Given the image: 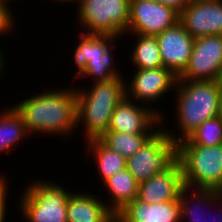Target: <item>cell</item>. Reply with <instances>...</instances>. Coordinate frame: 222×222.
<instances>
[{"mask_svg":"<svg viewBox=\"0 0 222 222\" xmlns=\"http://www.w3.org/2000/svg\"><path fill=\"white\" fill-rule=\"evenodd\" d=\"M222 80V35L194 39L189 63L177 81Z\"/></svg>","mask_w":222,"mask_h":222,"instance_id":"obj_9","label":"cell"},{"mask_svg":"<svg viewBox=\"0 0 222 222\" xmlns=\"http://www.w3.org/2000/svg\"><path fill=\"white\" fill-rule=\"evenodd\" d=\"M179 22L194 38L222 35V0H191L179 13Z\"/></svg>","mask_w":222,"mask_h":222,"instance_id":"obj_13","label":"cell"},{"mask_svg":"<svg viewBox=\"0 0 222 222\" xmlns=\"http://www.w3.org/2000/svg\"><path fill=\"white\" fill-rule=\"evenodd\" d=\"M178 200H179V204H180V222H183L184 218H185L184 219L185 222H186V220L189 222H204V221L207 222V218H206V220L202 219L203 217L201 218V216H203V215H201L202 214L200 212L201 210L199 211L200 205L202 207L204 205L205 206L207 205L206 208L210 206V208L212 209V207H215L216 204L217 205L219 204V201L220 202L222 201V193L219 191H216V190H212V189L193 188V187H189V186L184 185L180 191ZM214 203H215V205H214ZM193 204H194V206H193ZM198 204H200L199 208H198ZM199 213H201V214H199ZM208 213H209V209H208ZM219 215L221 216V214H219ZM215 217H217L216 219H218V216H215ZM211 218H212V216H211ZM216 219L215 220L213 219V221H217ZM218 222H222V216L219 218Z\"/></svg>","mask_w":222,"mask_h":222,"instance_id":"obj_18","label":"cell"},{"mask_svg":"<svg viewBox=\"0 0 222 222\" xmlns=\"http://www.w3.org/2000/svg\"><path fill=\"white\" fill-rule=\"evenodd\" d=\"M180 13L191 0H154Z\"/></svg>","mask_w":222,"mask_h":222,"instance_id":"obj_27","label":"cell"},{"mask_svg":"<svg viewBox=\"0 0 222 222\" xmlns=\"http://www.w3.org/2000/svg\"><path fill=\"white\" fill-rule=\"evenodd\" d=\"M1 112L0 153H9L12 148L16 149L19 141L21 142L23 138L25 139V137L28 138L29 133L26 129L22 116L13 106H11L9 109H5V111L3 109Z\"/></svg>","mask_w":222,"mask_h":222,"instance_id":"obj_20","label":"cell"},{"mask_svg":"<svg viewBox=\"0 0 222 222\" xmlns=\"http://www.w3.org/2000/svg\"><path fill=\"white\" fill-rule=\"evenodd\" d=\"M78 34L80 42L73 52V61L78 69L74 81L82 75L91 77L95 83L122 76L120 71H117L118 68L115 69L116 62L113 61L114 56H112L114 42L119 38L82 32Z\"/></svg>","mask_w":222,"mask_h":222,"instance_id":"obj_6","label":"cell"},{"mask_svg":"<svg viewBox=\"0 0 222 222\" xmlns=\"http://www.w3.org/2000/svg\"><path fill=\"white\" fill-rule=\"evenodd\" d=\"M137 39L131 51L135 69H154L163 67L160 48L155 36L133 34Z\"/></svg>","mask_w":222,"mask_h":222,"instance_id":"obj_22","label":"cell"},{"mask_svg":"<svg viewBox=\"0 0 222 222\" xmlns=\"http://www.w3.org/2000/svg\"><path fill=\"white\" fill-rule=\"evenodd\" d=\"M134 70L136 71L131 75L130 85L127 82L125 85L126 97L130 100L134 99L145 105L148 103L149 106L176 86L178 77L165 67Z\"/></svg>","mask_w":222,"mask_h":222,"instance_id":"obj_12","label":"cell"},{"mask_svg":"<svg viewBox=\"0 0 222 222\" xmlns=\"http://www.w3.org/2000/svg\"><path fill=\"white\" fill-rule=\"evenodd\" d=\"M8 3H11V1L0 0V37L1 35H9L7 32H12L16 24L14 21L15 17L10 12L12 10H10Z\"/></svg>","mask_w":222,"mask_h":222,"instance_id":"obj_25","label":"cell"},{"mask_svg":"<svg viewBox=\"0 0 222 222\" xmlns=\"http://www.w3.org/2000/svg\"><path fill=\"white\" fill-rule=\"evenodd\" d=\"M218 116H220L222 118V90H221V97H220V103H219Z\"/></svg>","mask_w":222,"mask_h":222,"instance_id":"obj_29","label":"cell"},{"mask_svg":"<svg viewBox=\"0 0 222 222\" xmlns=\"http://www.w3.org/2000/svg\"><path fill=\"white\" fill-rule=\"evenodd\" d=\"M85 144L87 145L88 153L91 151V154L94 155L96 167H98L97 169L103 183L115 173L126 168L127 159L107 148L99 139L87 140Z\"/></svg>","mask_w":222,"mask_h":222,"instance_id":"obj_21","label":"cell"},{"mask_svg":"<svg viewBox=\"0 0 222 222\" xmlns=\"http://www.w3.org/2000/svg\"><path fill=\"white\" fill-rule=\"evenodd\" d=\"M55 1H58V2H59V1H61V2L63 1V2H66V3H68V2H70V3H71V2H72V3H75V2H76V3H79V2H80V0H55ZM74 1H75V2H74Z\"/></svg>","mask_w":222,"mask_h":222,"instance_id":"obj_30","label":"cell"},{"mask_svg":"<svg viewBox=\"0 0 222 222\" xmlns=\"http://www.w3.org/2000/svg\"><path fill=\"white\" fill-rule=\"evenodd\" d=\"M126 96L113 110L107 132L128 134H154L163 124V113L153 107L146 108ZM157 110V111H156ZM161 126H160V125ZM154 127V128H153ZM153 129V130H152Z\"/></svg>","mask_w":222,"mask_h":222,"instance_id":"obj_11","label":"cell"},{"mask_svg":"<svg viewBox=\"0 0 222 222\" xmlns=\"http://www.w3.org/2000/svg\"><path fill=\"white\" fill-rule=\"evenodd\" d=\"M176 159L181 165L184 185L222 193V144L202 146L176 144Z\"/></svg>","mask_w":222,"mask_h":222,"instance_id":"obj_4","label":"cell"},{"mask_svg":"<svg viewBox=\"0 0 222 222\" xmlns=\"http://www.w3.org/2000/svg\"><path fill=\"white\" fill-rule=\"evenodd\" d=\"M2 48L0 47V78H1V74L3 73L2 71H4V67H6V66H4V62H5V56L3 55V53L1 52L2 50H1Z\"/></svg>","mask_w":222,"mask_h":222,"instance_id":"obj_28","label":"cell"},{"mask_svg":"<svg viewBox=\"0 0 222 222\" xmlns=\"http://www.w3.org/2000/svg\"><path fill=\"white\" fill-rule=\"evenodd\" d=\"M178 86V87H177ZM175 110L176 125L180 134L164 129L177 144L198 128L204 121L217 117L222 90L221 81H177ZM168 130V131H167ZM170 131V132H169Z\"/></svg>","mask_w":222,"mask_h":222,"instance_id":"obj_2","label":"cell"},{"mask_svg":"<svg viewBox=\"0 0 222 222\" xmlns=\"http://www.w3.org/2000/svg\"><path fill=\"white\" fill-rule=\"evenodd\" d=\"M13 107L22 116L29 135L33 132L63 137L74 135L77 127L75 87L35 93Z\"/></svg>","mask_w":222,"mask_h":222,"instance_id":"obj_1","label":"cell"},{"mask_svg":"<svg viewBox=\"0 0 222 222\" xmlns=\"http://www.w3.org/2000/svg\"><path fill=\"white\" fill-rule=\"evenodd\" d=\"M152 135L153 134L105 132L99 140L110 150L128 159L134 155Z\"/></svg>","mask_w":222,"mask_h":222,"instance_id":"obj_23","label":"cell"},{"mask_svg":"<svg viewBox=\"0 0 222 222\" xmlns=\"http://www.w3.org/2000/svg\"><path fill=\"white\" fill-rule=\"evenodd\" d=\"M48 181L34 180L23 191L19 207L26 222H68L67 200L71 193L58 182Z\"/></svg>","mask_w":222,"mask_h":222,"instance_id":"obj_5","label":"cell"},{"mask_svg":"<svg viewBox=\"0 0 222 222\" xmlns=\"http://www.w3.org/2000/svg\"><path fill=\"white\" fill-rule=\"evenodd\" d=\"M188 144L217 146L222 144V118L220 116L204 121L185 139Z\"/></svg>","mask_w":222,"mask_h":222,"instance_id":"obj_24","label":"cell"},{"mask_svg":"<svg viewBox=\"0 0 222 222\" xmlns=\"http://www.w3.org/2000/svg\"><path fill=\"white\" fill-rule=\"evenodd\" d=\"M155 37L160 48L163 67L179 77L189 63L195 38L185 30L180 22Z\"/></svg>","mask_w":222,"mask_h":222,"instance_id":"obj_14","label":"cell"},{"mask_svg":"<svg viewBox=\"0 0 222 222\" xmlns=\"http://www.w3.org/2000/svg\"><path fill=\"white\" fill-rule=\"evenodd\" d=\"M77 17L83 33L111 35L116 38L127 32L130 0H80Z\"/></svg>","mask_w":222,"mask_h":222,"instance_id":"obj_7","label":"cell"},{"mask_svg":"<svg viewBox=\"0 0 222 222\" xmlns=\"http://www.w3.org/2000/svg\"><path fill=\"white\" fill-rule=\"evenodd\" d=\"M159 128L142 147L127 159L126 168L138 183L166 169L176 159V144Z\"/></svg>","mask_w":222,"mask_h":222,"instance_id":"obj_8","label":"cell"},{"mask_svg":"<svg viewBox=\"0 0 222 222\" xmlns=\"http://www.w3.org/2000/svg\"><path fill=\"white\" fill-rule=\"evenodd\" d=\"M103 184L111 195L110 203L106 205L115 215L138 196V182L127 168L115 173Z\"/></svg>","mask_w":222,"mask_h":222,"instance_id":"obj_19","label":"cell"},{"mask_svg":"<svg viewBox=\"0 0 222 222\" xmlns=\"http://www.w3.org/2000/svg\"><path fill=\"white\" fill-rule=\"evenodd\" d=\"M115 216L116 222H179L180 204L178 199L149 204L136 198Z\"/></svg>","mask_w":222,"mask_h":222,"instance_id":"obj_16","label":"cell"},{"mask_svg":"<svg viewBox=\"0 0 222 222\" xmlns=\"http://www.w3.org/2000/svg\"><path fill=\"white\" fill-rule=\"evenodd\" d=\"M183 186L181 165L175 159L163 171L138 183L137 199L149 204L176 201Z\"/></svg>","mask_w":222,"mask_h":222,"instance_id":"obj_15","label":"cell"},{"mask_svg":"<svg viewBox=\"0 0 222 222\" xmlns=\"http://www.w3.org/2000/svg\"><path fill=\"white\" fill-rule=\"evenodd\" d=\"M96 195L71 192L67 200L68 222H116L115 214ZM101 199V200H100Z\"/></svg>","mask_w":222,"mask_h":222,"instance_id":"obj_17","label":"cell"},{"mask_svg":"<svg viewBox=\"0 0 222 222\" xmlns=\"http://www.w3.org/2000/svg\"><path fill=\"white\" fill-rule=\"evenodd\" d=\"M123 77L117 76L106 81L93 82L92 87H88L90 89L75 87L77 128L83 124L86 140L99 139L108 131L113 110L126 96V80Z\"/></svg>","mask_w":222,"mask_h":222,"instance_id":"obj_3","label":"cell"},{"mask_svg":"<svg viewBox=\"0 0 222 222\" xmlns=\"http://www.w3.org/2000/svg\"><path fill=\"white\" fill-rule=\"evenodd\" d=\"M179 22V13L154 0H130L129 35L156 36Z\"/></svg>","mask_w":222,"mask_h":222,"instance_id":"obj_10","label":"cell"},{"mask_svg":"<svg viewBox=\"0 0 222 222\" xmlns=\"http://www.w3.org/2000/svg\"><path fill=\"white\" fill-rule=\"evenodd\" d=\"M7 180L2 175L0 176V222H5L6 220V203H7V197L9 196L7 192L8 186H7Z\"/></svg>","mask_w":222,"mask_h":222,"instance_id":"obj_26","label":"cell"}]
</instances>
